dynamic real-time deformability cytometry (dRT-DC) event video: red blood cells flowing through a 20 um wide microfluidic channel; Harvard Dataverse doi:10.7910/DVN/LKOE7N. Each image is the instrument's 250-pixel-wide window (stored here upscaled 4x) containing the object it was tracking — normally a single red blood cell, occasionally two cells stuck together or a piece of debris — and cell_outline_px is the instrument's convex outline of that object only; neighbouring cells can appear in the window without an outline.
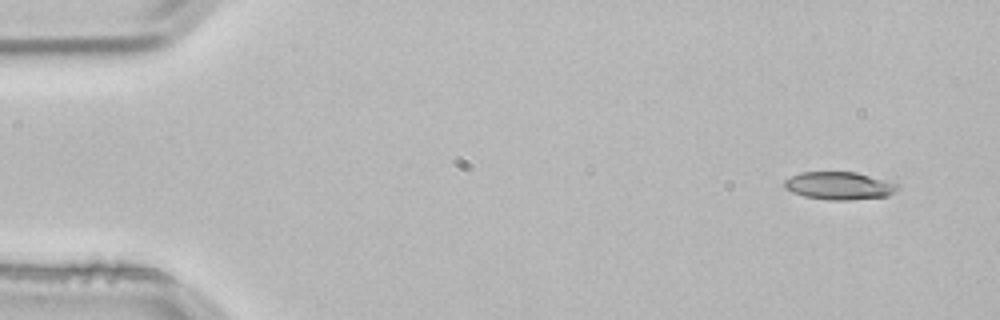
{"species": "common noctule bat (a hibernating species)", "species_latin": "Nyctalus noctula", "temperature_condition": "room temperature", "stored_images_in_passage": 3, "camera_frame_rate_fps": 3000, "um_per_image_px": 0.085, "animal": {"sex": "male", "body_mass_g": 21.5, "forearm_length_mm": 52.0}, "frame": {"image": 1, "passage_image": 1, "time_ms": 0.0, "image_size_px": [1000, 320], "cell_outline_px": [[900, 188], [888, 196], [848, 200], [828, 200], [804, 196], [792, 192], [784, 188], [784, 180], [800, 172], [856, 172], [900, 184]], "centroid_in_image_um": [71.34, 15.79], "position_along_channel_um": 13.7, "area_um2": 18.38}}